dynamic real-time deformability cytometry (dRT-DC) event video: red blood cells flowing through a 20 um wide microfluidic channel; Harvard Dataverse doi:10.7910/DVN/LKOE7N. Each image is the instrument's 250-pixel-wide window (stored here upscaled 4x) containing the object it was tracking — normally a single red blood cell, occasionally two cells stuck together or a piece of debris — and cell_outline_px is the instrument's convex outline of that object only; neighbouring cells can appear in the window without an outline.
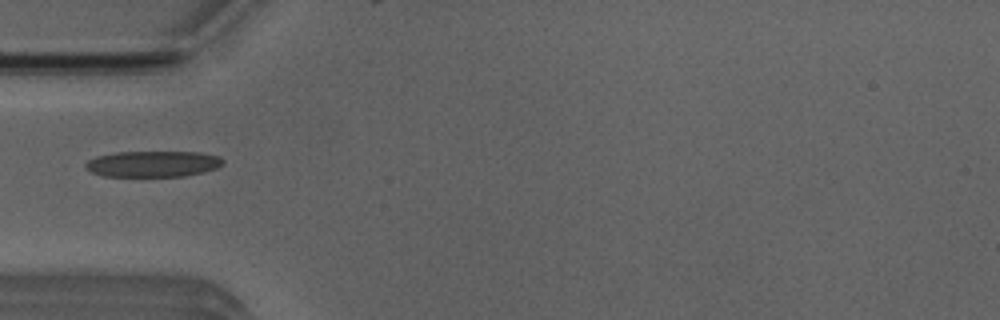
{"species": "Egyptian fruit bat (a non-hibernating species)", "species_latin": "Rousettus aegyptiacus", "temperature_condition": "room temperature", "stored_images_in_passage": 3, "camera_frame_rate_fps": 3000, "um_per_image_px": 0.085, "animal": {"sex": "male"}, "frame": {"image": 1, "passage_image": 2, "time_ms": 1.0, "image_size_px": [1000, 320], "cell_outline_px": [[224, 164], [216, 168], [184, 176], [104, 176], [92, 172], [84, 168], [84, 164], [88, 160], [96, 156], [116, 152], [200, 152], [220, 156], [224, 160]], "centroid_in_image_um": [12.99, 13.92], "position_along_channel_um": 72.0, "area_um2": 20.87}}